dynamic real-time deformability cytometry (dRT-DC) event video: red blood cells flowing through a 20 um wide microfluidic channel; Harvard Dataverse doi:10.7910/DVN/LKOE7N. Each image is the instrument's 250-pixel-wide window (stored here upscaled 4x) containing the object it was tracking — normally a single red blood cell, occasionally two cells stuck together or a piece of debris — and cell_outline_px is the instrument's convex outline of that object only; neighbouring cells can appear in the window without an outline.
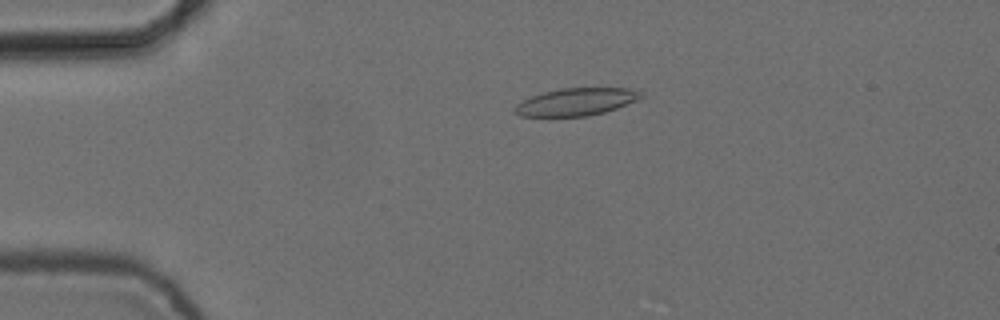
{"species": "common noctule bat (a hibernating species)", "species_latin": "Nyctalus noctula", "temperature_condition": "cold", "stored_images_in_passage": 6, "camera_frame_rate_fps": 3000, "um_per_image_px": 0.085, "animal": {"sex": "female", "body_mass_g": 24.6, "forearm_length_mm": 56.2}, "frame": {"image": 1, "passage_image": 4, "time_ms": 1.0, "image_size_px": [1000, 320], "cell_outline_px": [[644, 96], [636, 100], [616, 108], [604, 112], [588, 116], [520, 116], [512, 112], [512, 108], [516, 104], [532, 96], [544, 92], [560, 88], [628, 88], [640, 92]], "centroid_in_image_um": [48.93, 8.66], "position_along_channel_um": 36.1, "area_um2": 20.06}}